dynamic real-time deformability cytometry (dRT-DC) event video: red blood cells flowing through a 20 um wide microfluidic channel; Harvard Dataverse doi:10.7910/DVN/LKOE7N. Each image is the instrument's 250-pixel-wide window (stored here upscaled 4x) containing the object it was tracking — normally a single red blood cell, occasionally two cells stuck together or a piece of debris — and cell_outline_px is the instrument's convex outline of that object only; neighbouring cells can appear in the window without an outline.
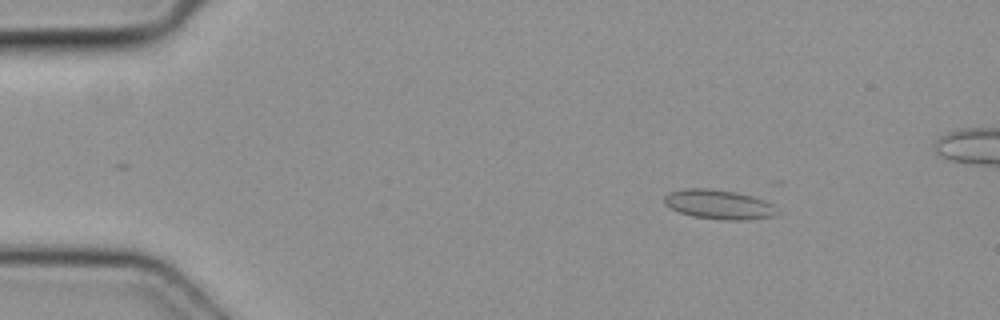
{"species": "common noctule bat (a hibernating species)", "species_latin": "Nyctalus noctula", "temperature_condition": "cold", "stored_images_in_passage": 4, "camera_frame_rate_fps": 3000, "um_per_image_px": 0.085, "animal": {"sex": "female", "body_mass_g": 19.3, "forearm_length_mm": 54.1}, "frame": {"image": 1, "passage_image": 2, "time_ms": 0.333, "image_size_px": [1000, 320], "cell_outline_px": [[780, 212], [776, 216], [748, 220], [724, 220], [692, 216], [680, 212], [664, 204], [664, 196], [668, 192], [684, 188], [708, 188], [736, 192], [752, 196], [764, 200], [772, 204]], "centroid_in_image_um": [61.12, 17.38], "position_along_channel_um": 23.9, "area_um2": 19.54}}